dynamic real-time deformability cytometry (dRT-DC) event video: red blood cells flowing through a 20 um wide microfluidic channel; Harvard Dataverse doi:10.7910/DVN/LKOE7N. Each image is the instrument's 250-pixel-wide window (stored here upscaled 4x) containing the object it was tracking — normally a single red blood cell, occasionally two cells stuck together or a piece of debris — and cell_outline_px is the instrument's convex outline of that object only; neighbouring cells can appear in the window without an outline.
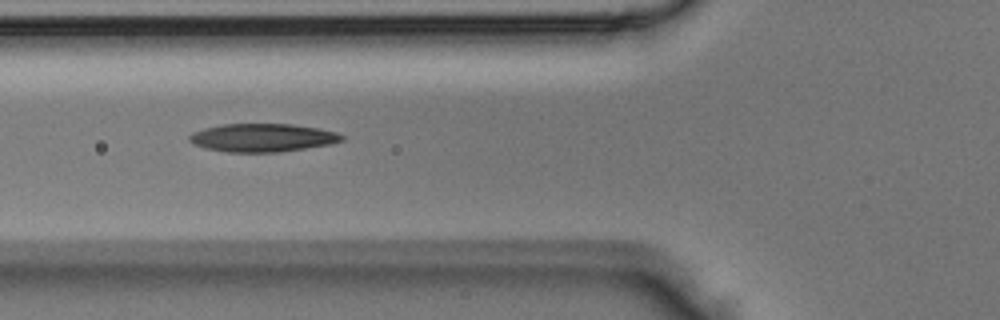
{"species": "Egyptian fruit bat (a non-hibernating species)", "species_latin": "Rousettus aegyptiacus", "temperature_condition": "room temperature", "stored_images_in_passage": 4, "camera_frame_rate_fps": 3000, "um_per_image_px": 0.085, "animal": {"sex": "male"}, "frame": {"image": 1, "passage_image": 3, "time_ms": 0.667, "image_size_px": [1000, 320], "cell_outline_px": [[344, 140], [332, 144], [280, 152], [228, 152], [208, 148], [196, 144], [188, 140], [188, 136], [192, 132], [204, 128], [224, 124], [292, 124], [316, 128], [336, 132], [344, 136]], "centroid_in_image_um": [22.33, 11.7], "position_along_channel_um": 103.5, "area_um2": 24.91}}
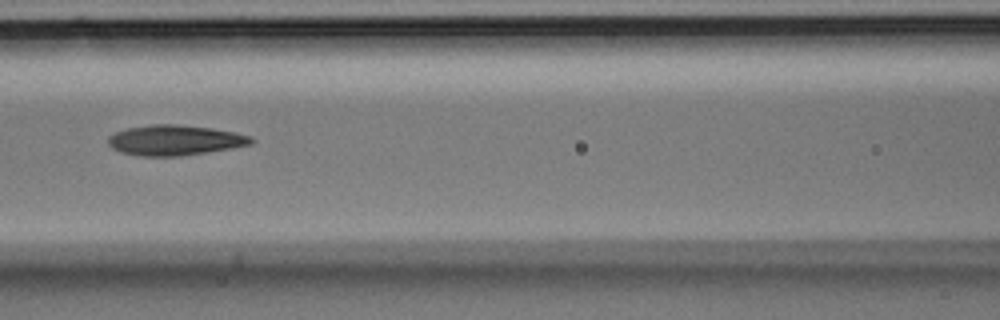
{"frame": {"image": 2, "passage_image": 4, "time_ms": 1.0, "image_size_px": [1000, 320], "cell_outline_px": [[256, 140], [252, 144], [232, 148], [208, 152], [180, 156], [136, 156], [120, 152], [112, 148], [108, 144], [108, 136], [116, 132], [128, 128], [152, 124], [176, 124], [212, 128], [252, 136]], "centroid_in_image_um": [14.86, 11.92], "position_along_channel_um": 151.7, "area_um2": 25.37}}